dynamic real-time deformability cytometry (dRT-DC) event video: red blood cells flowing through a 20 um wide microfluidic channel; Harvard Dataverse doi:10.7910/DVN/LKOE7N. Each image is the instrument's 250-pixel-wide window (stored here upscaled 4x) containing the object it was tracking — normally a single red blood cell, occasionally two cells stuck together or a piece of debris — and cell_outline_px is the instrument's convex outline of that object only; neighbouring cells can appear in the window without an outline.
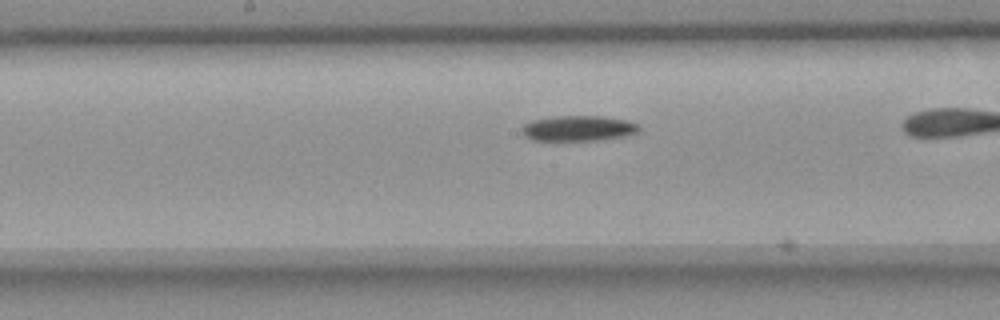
{"species": "common noctule bat (a hibernating species)", "species_latin": "Nyctalus noctula", "temperature_condition": "room temperature", "stored_images_in_passage": 15, "camera_frame_rate_fps": 3000, "um_per_image_px": 0.085, "animal": {"sex": "female", "body_mass_g": 18.4}, "frame": {"image": 1, "passage_image": 13, "time_ms": 4.0, "image_size_px": [1000, 320], "cell_outline_px": [[640, 128], [636, 132], [628, 136], [600, 140], [532, 140], [524, 136], [520, 132], [520, 128], [524, 124], [532, 120], [556, 116], [600, 116], [624, 120], [640, 124]], "centroid_in_image_um": [49.13, 10.91], "position_along_channel_um": 199.1, "area_um2": 17.46}}